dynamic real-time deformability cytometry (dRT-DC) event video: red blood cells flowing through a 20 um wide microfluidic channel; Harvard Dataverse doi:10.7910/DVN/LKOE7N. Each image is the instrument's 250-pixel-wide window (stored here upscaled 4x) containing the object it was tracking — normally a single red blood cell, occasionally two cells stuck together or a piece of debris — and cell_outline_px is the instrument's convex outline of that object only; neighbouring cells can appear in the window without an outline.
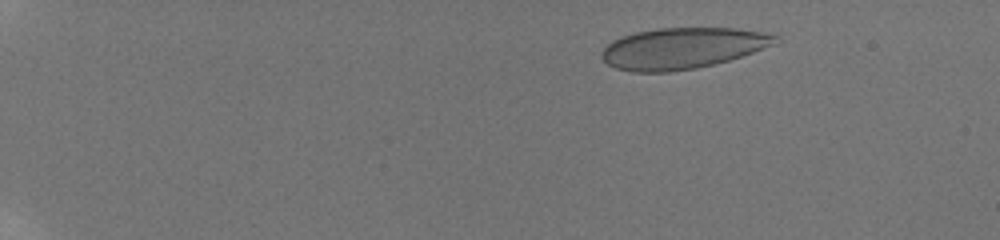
{"species": "human", "species_latin": "Homo sapiens", "temperature_condition": "room temperature", "stored_images_in_passage": 10, "camera_frame_rate_fps": 3000, "um_per_image_px": 0.085, "donor": {"sex": "male"}, "frame": {"image": 1, "passage_image": 4, "time_ms": 2.333, "image_size_px": [1000, 240], "cell_outline_px": [[780, 36], [776, 44], [728, 60], [696, 68], [668, 72], [632, 72], [616, 68], [608, 64], [600, 56], [600, 52], [612, 40], [636, 32], [656, 28], [736, 28], [776, 32]], "centroid_in_image_um": [58.06, 4.08], "position_along_channel_um": 26.9, "area_um2": 41.85}}
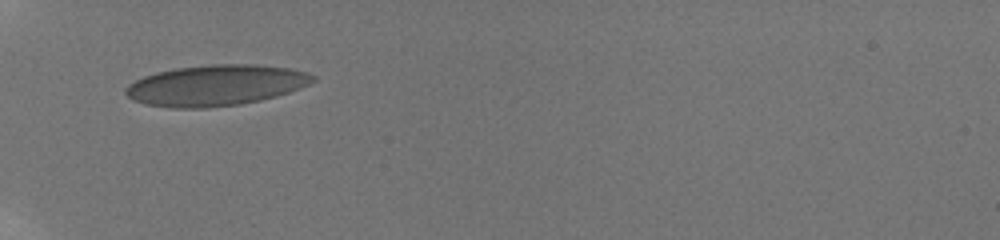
{"frame": {"image": 2, "passage_image": 9, "time_ms": 6.667, "image_size_px": [1000, 240], "cell_outline_px": [[316, 80], [300, 88], [276, 96], [260, 100], [240, 104], [208, 108], [172, 108], [144, 104], [132, 100], [124, 92], [124, 88], [128, 84], [144, 76], [156, 72], [176, 68], [212, 64], [256, 64], [288, 68], [308, 72], [316, 76]], "centroid_in_image_um": [18.33, 7.25], "position_along_channel_um": 66.7, "area_um2": 44.74}}